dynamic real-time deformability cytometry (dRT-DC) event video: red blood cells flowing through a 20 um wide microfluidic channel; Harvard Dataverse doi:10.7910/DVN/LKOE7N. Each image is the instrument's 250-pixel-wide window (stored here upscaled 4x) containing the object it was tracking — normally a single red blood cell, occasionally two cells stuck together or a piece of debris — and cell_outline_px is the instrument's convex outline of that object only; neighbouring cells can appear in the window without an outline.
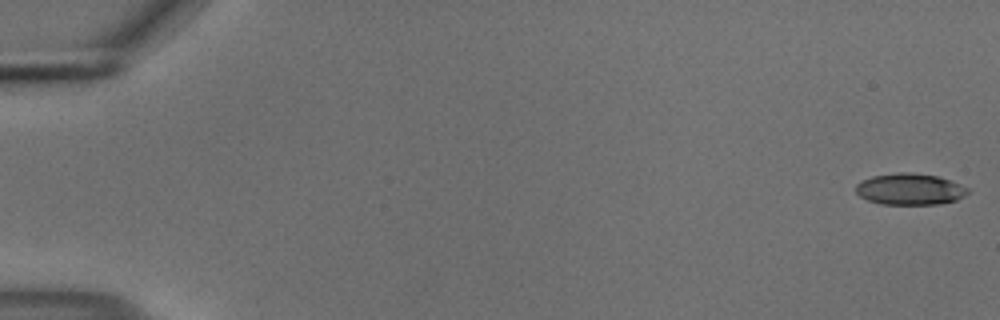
{"species": "common noctule bat (a hibernating species)", "species_latin": "Nyctalus noctula", "temperature_condition": "cold", "stored_images_in_passage": 55, "camera_frame_rate_fps": 3000, "um_per_image_px": 0.085, "animal": {"sex": "male", "body_mass_g": 18.8}, "frame": {"image": 1, "passage_image": 1, "time_ms": 0.0, "image_size_px": [1000, 320], "cell_outline_px": [[968, 192], [964, 196], [956, 200], [936, 204], [880, 204], [868, 200], [860, 196], [856, 192], [856, 184], [872, 176], [900, 172], [912, 172], [936, 176], [948, 180], [968, 188]], "centroid_in_image_um": [77.31, 16.08], "position_along_channel_um": 7.7, "area_um2": 20.23}}
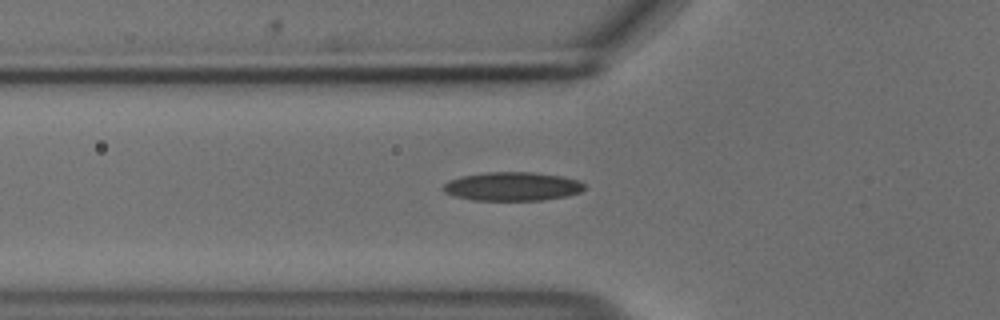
{"frame": {"image": 2, "passage_image": 20, "time_ms": 6.333, "image_size_px": [1000, 320], "cell_outline_px": [[584, 188], [580, 192], [564, 196], [544, 200], [472, 200], [456, 196], [444, 192], [440, 188], [448, 180], [460, 176], [484, 172], [532, 172], [560, 176], [576, 180], [584, 184]], "centroid_in_image_um": [43.48, 15.84], "position_along_channel_um": 82.3, "area_um2": 23.58}}
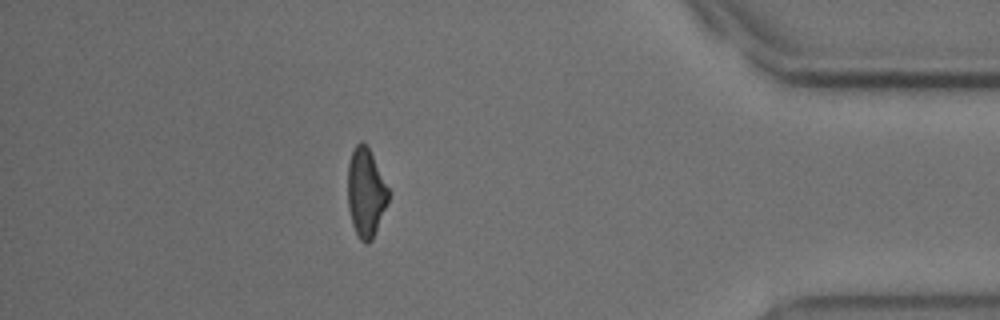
{"frame": {"image": 3, "passage_image": 49, "time_ms": 16.0, "image_size_px": [1000, 320], "cell_outline_px": [[388, 200], [372, 240], [368, 244], [364, 244], [360, 240], [352, 224], [348, 208], [348, 164], [352, 152], [356, 144], [360, 140], [368, 148], [388, 188]], "centroid_in_image_um": [31.07, 16.41], "position_along_channel_um": 404.1, "area_um2": 20.58}, "authors_computed_cell_mechanics": {"area_um2": 22.0796, "velocity_mm_per_s": 3.6989, "shape_relaxation_time_tau1_ms": 4.6272, "shape_relaxation_time_tau2_ms": 3.0741, "deformation_change_tau1": 0.1449, "deformation_change_tau2": 0.1116}}